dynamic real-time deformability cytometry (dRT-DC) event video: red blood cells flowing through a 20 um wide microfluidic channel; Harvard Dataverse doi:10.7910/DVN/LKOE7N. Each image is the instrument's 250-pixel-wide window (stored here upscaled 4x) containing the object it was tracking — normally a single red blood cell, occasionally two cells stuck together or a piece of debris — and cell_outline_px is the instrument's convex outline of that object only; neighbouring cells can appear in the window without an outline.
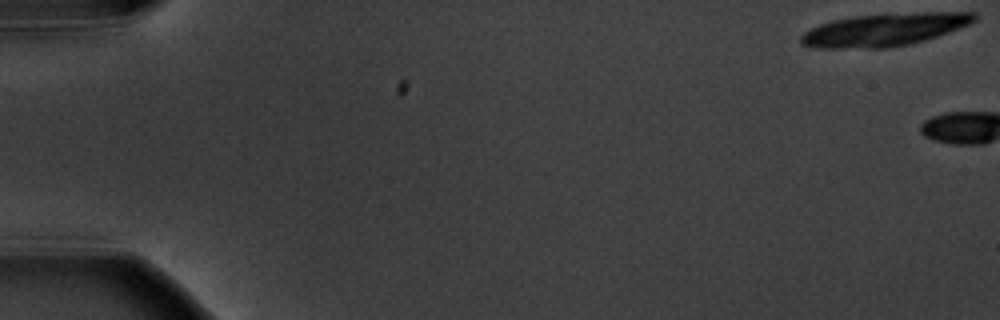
{"species": "common noctule bat (a hibernating species)", "species_latin": "Nyctalus noctula", "temperature_condition": "warm", "stored_images_in_passage": 8, "camera_frame_rate_fps": 3000, "um_per_image_px": 0.085, "animal": {"sex": "male", "body_mass_g": 20.1, "forearm_length_mm": 53.5}, "frame": {"image": 1, "passage_image": 1, "time_ms": 0.0, "image_size_px": [1000, 320], "cell_outline_px": [[980, 16], [972, 24], [924, 40], [908, 44], [888, 48], [812, 48], [800, 44], [800, 36], [804, 32], [820, 24], [832, 20], [852, 16], [920, 12], [976, 12]], "centroid_in_image_um": [75.19, 2.52], "position_along_channel_um": 9.8, "area_um2": 33.23}}